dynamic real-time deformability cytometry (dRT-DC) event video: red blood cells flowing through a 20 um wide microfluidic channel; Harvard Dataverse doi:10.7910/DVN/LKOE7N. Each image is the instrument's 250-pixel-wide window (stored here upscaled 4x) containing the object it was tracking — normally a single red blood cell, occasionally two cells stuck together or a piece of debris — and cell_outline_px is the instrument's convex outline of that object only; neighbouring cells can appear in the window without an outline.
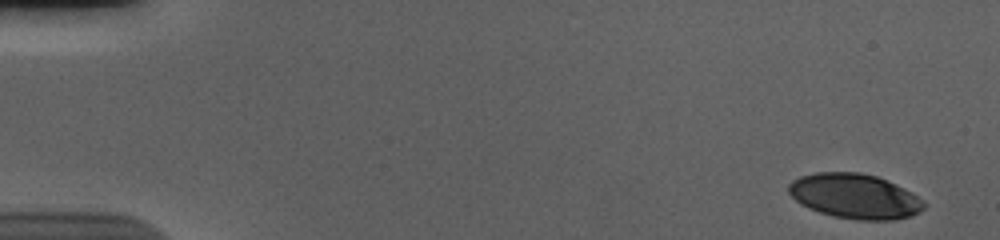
{"species": "human", "species_latin": "Homo sapiens", "temperature_condition": "cold", "stored_images_in_passage": 55, "camera_frame_rate_fps": 3000, "um_per_image_px": 0.085, "donor": {"sex": "male"}, "frame": {"image": 1, "passage_image": 1, "time_ms": 0.0, "image_size_px": [1000, 240], "cell_outline_px": [[924, 208], [920, 212], [896, 220], [856, 220], [832, 216], [808, 208], [800, 204], [788, 192], [788, 184], [792, 180], [800, 176], [816, 172], [860, 172], [876, 176], [896, 184], [912, 192], [924, 204]], "centroid_in_image_um": [72.62, 16.67], "position_along_channel_um": 12.4, "area_um2": 35.37}}
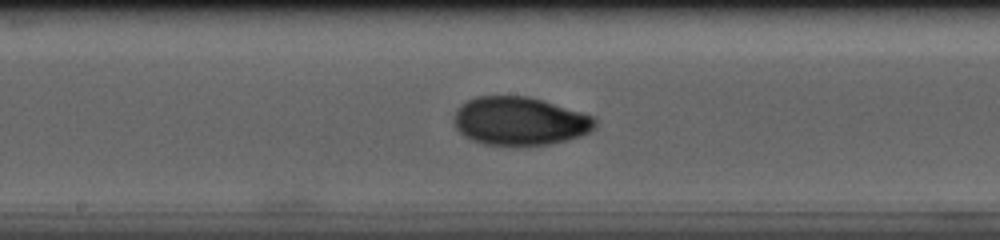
{"frame": {"image": 2, "passage_image": 29, "time_ms": 9.333, "image_size_px": [1000, 240], "cell_outline_px": [[596, 128], [580, 136], [568, 140], [548, 144], [512, 148], [480, 144], [464, 136], [456, 128], [452, 120], [452, 116], [456, 108], [460, 104], [476, 96], [528, 96], [580, 112], [592, 116], [596, 120]], "centroid_in_image_um": [44.11, 10.33], "position_along_channel_um": 204.1, "area_um2": 40.58}}
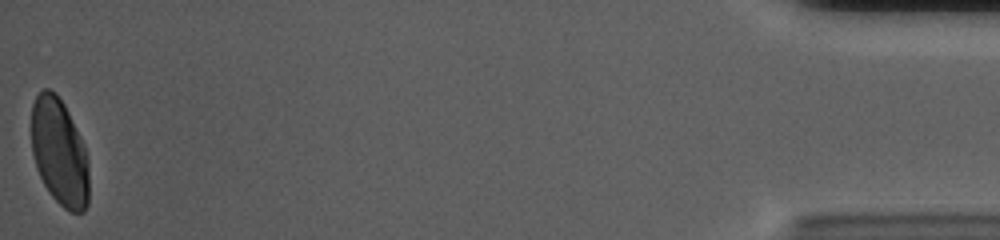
{"frame": {"image": 3, "passage_image": 55, "time_ms": 18.0, "image_size_px": [1000, 240], "cell_outline_px": [[88, 204], [84, 212], [72, 212], [64, 208], [48, 192], [36, 168], [32, 152], [32, 104], [36, 96], [44, 88], [48, 88], [56, 92], [64, 104], [84, 144], [88, 156]], "centroid_in_image_um": [5.05, 12.93], "position_along_channel_um": 430.1, "area_um2": 36.01}, "authors_computed_cell_mechanics": {"area_um2": 37.6278, "velocity_mm_per_s": 3.6714, "shape_relaxation_time_tau1_ms": 4.2754, "shape_relaxation_time_tau2_ms": 1.7637, "deformation_change_tau1": 0.1717, "deformation_change_tau2": 0.0301}}